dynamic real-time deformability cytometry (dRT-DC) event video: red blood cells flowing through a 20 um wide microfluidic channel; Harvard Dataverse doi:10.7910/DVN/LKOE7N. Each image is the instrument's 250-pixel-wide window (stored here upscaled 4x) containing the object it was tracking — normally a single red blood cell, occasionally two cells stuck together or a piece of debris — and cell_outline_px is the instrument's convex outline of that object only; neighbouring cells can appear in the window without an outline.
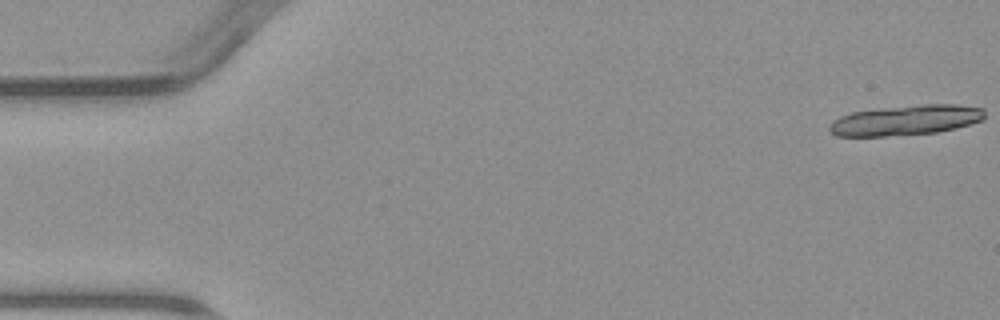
{"species": "common noctule bat (a hibernating species)", "species_latin": "Nyctalus noctula", "temperature_condition": "warm", "stored_images_in_passage": 7, "camera_frame_rate_fps": 3000, "um_per_image_px": 0.085, "animal": {"sex": "male", "body_mass_g": 23.1, "forearm_length_mm": 52.7}, "frame": {"image": 1, "passage_image": 1, "time_ms": 0.0, "image_size_px": [1000, 320], "cell_outline_px": [[984, 120], [956, 128], [936, 132], [884, 136], [836, 136], [828, 132], [828, 128], [840, 116], [852, 112], [924, 104], [956, 104], [984, 108]], "centroid_in_image_um": [77.03, 10.22], "position_along_channel_um": 8.0, "area_um2": 26.99}}
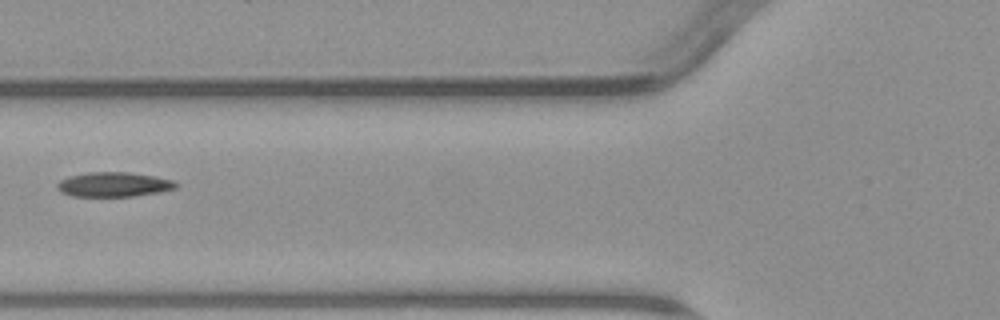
{"frame": {"image": 2, "passage_image": 6, "time_ms": 7.0, "image_size_px": [1000, 320], "cell_outline_px": [[180, 184], [176, 188], [160, 192], [132, 196], [72, 196], [60, 192], [56, 188], [56, 184], [60, 180], [68, 176], [88, 172], [128, 172], [152, 176], [172, 180]], "centroid_in_image_um": [9.64, 15.68], "position_along_channel_um": 116.2, "area_um2": 17.05}}
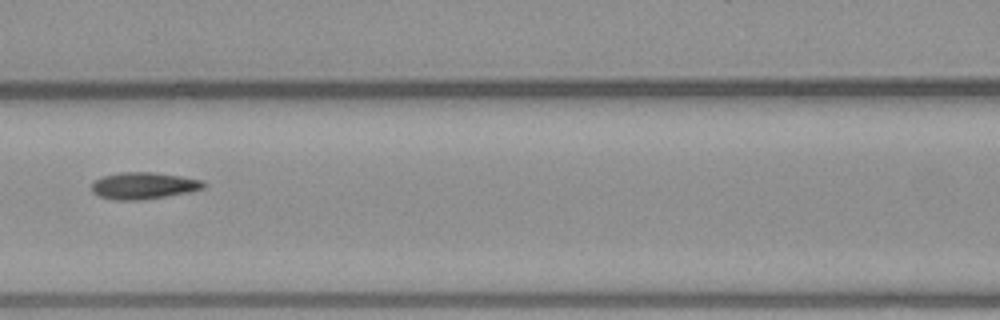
{"frame": {"image": 3, "passage_image": 7, "time_ms": 8.0, "image_size_px": [1000, 320], "cell_outline_px": [[204, 188], [192, 192], [144, 200], [112, 200], [100, 196], [92, 192], [92, 184], [96, 180], [104, 176], [120, 172], [152, 172], [180, 176], [204, 180]], "centroid_in_image_um": [12.23, 15.79], "position_along_channel_um": 154.4, "area_um2": 17.57}}